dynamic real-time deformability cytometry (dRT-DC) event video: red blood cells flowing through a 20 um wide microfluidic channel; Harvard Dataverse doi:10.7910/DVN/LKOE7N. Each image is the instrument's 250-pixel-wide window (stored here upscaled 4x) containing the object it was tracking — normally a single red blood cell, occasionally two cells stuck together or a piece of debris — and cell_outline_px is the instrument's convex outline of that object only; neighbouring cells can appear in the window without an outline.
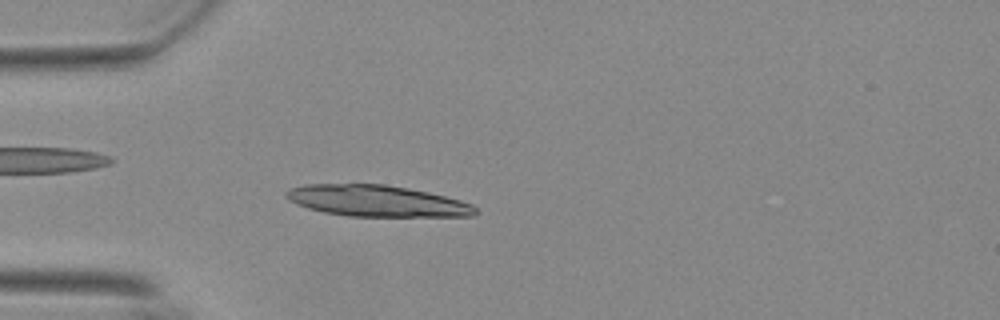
{"species": "Egyptian fruit bat (a non-hibernating species)", "species_latin": "Rousettus aegyptiacus", "temperature_condition": "warm", "stored_images_in_passage": 54, "camera_frame_rate_fps": 3000, "um_per_image_px": 0.085, "animal": {"sex": "female"}, "frame": {"image": 1, "passage_image": 15, "time_ms": 4.667, "image_size_px": [1000, 320], "cell_outline_px": [[480, 212], [472, 216], [348, 216], [324, 212], [308, 208], [296, 204], [284, 192], [292, 188], [308, 184], [384, 184], [408, 188], [428, 192], [460, 200], [472, 204]], "centroid_in_image_um": [32.08, 17.08], "position_along_channel_um": 52.9, "area_um2": 34.22}}
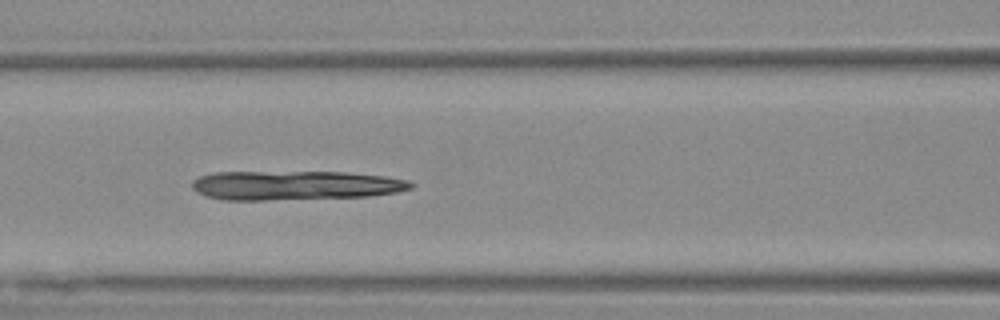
{"frame": {"image": 2, "passage_image": 23, "time_ms": 7.333, "image_size_px": [1000, 320], "cell_outline_px": [[416, 184], [412, 188], [396, 192], [368, 196], [264, 200], [224, 200], [208, 196], [196, 192], [192, 188], [192, 180], [200, 176], [216, 172], [348, 172], [384, 176], [408, 180]], "centroid_in_image_um": [25.09, 15.75], "position_along_channel_um": 141.5, "area_um2": 37.28}}
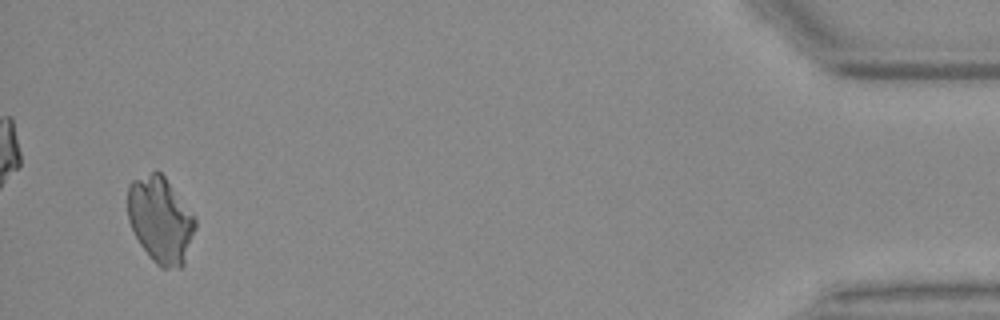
{"frame": {"image": 3, "passage_image": 52, "time_ms": 17.0, "image_size_px": [1000, 320], "cell_outline_px": [[196, 228], [184, 264], [180, 268], [160, 268], [152, 260], [140, 244], [128, 220], [128, 184], [132, 180], [156, 168], [164, 176], [196, 216]], "centroid_in_image_um": [13.65, 18.67], "position_along_channel_um": 421.5, "area_um2": 34.28}}